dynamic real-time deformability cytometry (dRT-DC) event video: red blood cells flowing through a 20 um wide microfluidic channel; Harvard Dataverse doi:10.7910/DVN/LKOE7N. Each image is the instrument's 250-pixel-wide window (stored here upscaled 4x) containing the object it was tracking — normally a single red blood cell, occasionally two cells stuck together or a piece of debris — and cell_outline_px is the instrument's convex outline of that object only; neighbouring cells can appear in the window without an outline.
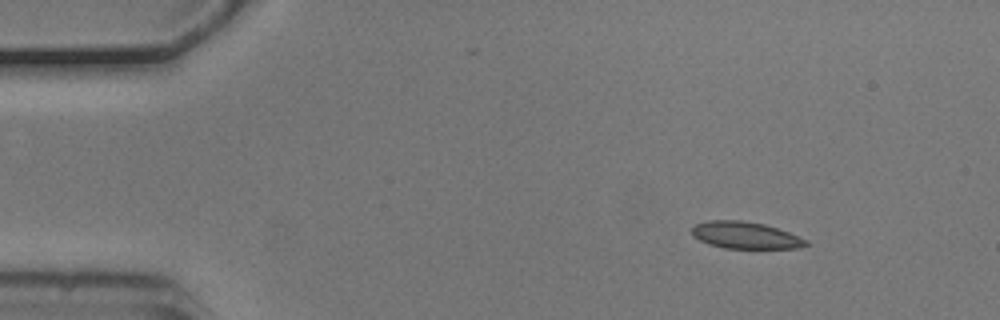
{"species": "common noctule bat (a hibernating species)", "species_latin": "Nyctalus noctula", "temperature_condition": "cold", "stored_images_in_passage": 4, "camera_frame_rate_fps": 3000, "um_per_image_px": 0.085, "animal": {"sex": "male", "body_mass_g": 20.5, "forearm_length_mm": 52.5}, "frame": {"image": 1, "passage_image": 1, "time_ms": 0.0, "image_size_px": [1000, 320], "cell_outline_px": [[812, 244], [796, 248], [724, 248], [708, 244], [692, 236], [692, 228], [696, 224], [708, 220], [740, 220], [764, 224], [788, 232], [808, 240]], "centroid_in_image_um": [63.36, 20.0], "position_along_channel_um": 21.6, "area_um2": 17.86}}
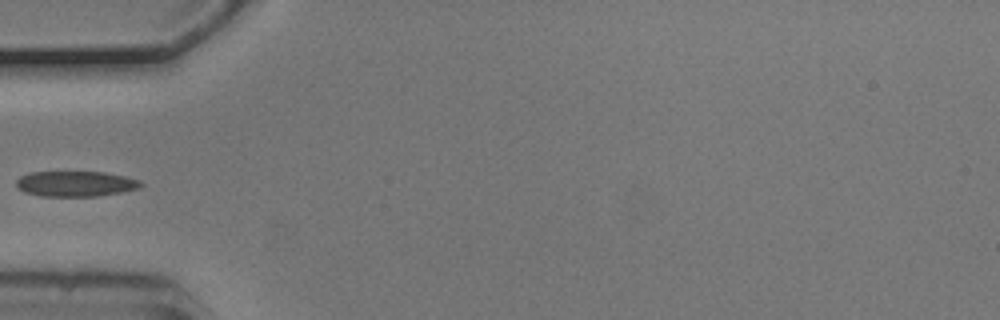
{"frame": {"image": 2, "passage_image": 4, "time_ms": 1.0, "image_size_px": [1000, 320], "cell_outline_px": [[144, 184], [140, 188], [120, 192], [96, 196], [40, 196], [24, 192], [16, 184], [16, 180], [20, 176], [32, 172], [104, 172], [124, 176], [140, 180]], "centroid_in_image_um": [6.44, 15.62], "position_along_channel_um": 78.6, "area_um2": 18.38}}